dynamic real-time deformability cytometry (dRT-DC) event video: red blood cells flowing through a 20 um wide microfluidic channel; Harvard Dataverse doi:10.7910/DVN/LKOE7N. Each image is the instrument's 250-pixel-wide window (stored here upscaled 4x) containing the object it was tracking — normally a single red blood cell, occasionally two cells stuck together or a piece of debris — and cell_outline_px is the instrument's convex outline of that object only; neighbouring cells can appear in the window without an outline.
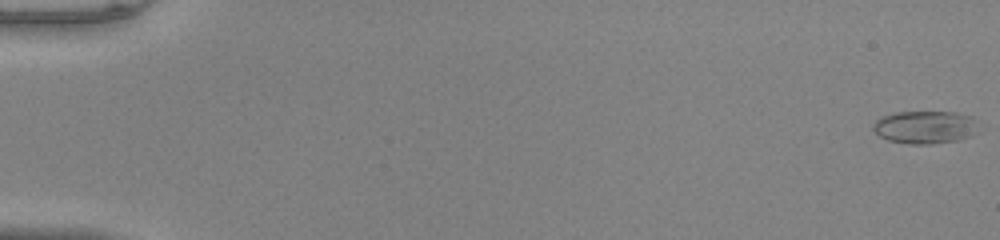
{"species": "common noctule bat (a hibernating species)", "species_latin": "Nyctalus noctula", "temperature_condition": "warm", "stored_images_in_passage": 52, "camera_frame_rate_fps": 3000, "um_per_image_px": 0.085, "animal": {"sex": "male", "body_mass_g": 20.0, "forearm_length_mm": 53.3}, "frame": {"image": 1, "passage_image": 1, "time_ms": 0.0, "image_size_px": [1000, 240], "cell_outline_px": [[972, 136], [960, 140], [932, 144], [908, 144], [888, 140], [880, 136], [872, 128], [872, 124], [880, 116], [896, 112], [956, 112], [972, 116]], "centroid_in_image_um": [78.53, 10.81], "position_along_channel_um": 6.5, "area_um2": 19.94}}
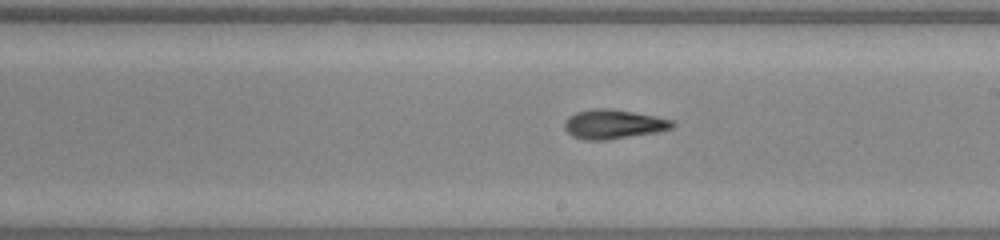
{"frame": {"image": 2, "passage_image": 31, "time_ms": 10.0, "image_size_px": [1000, 240], "cell_outline_px": [[676, 124], [672, 128], [656, 132], [608, 140], [584, 140], [572, 136], [564, 128], [564, 120], [568, 116], [576, 112], [596, 108], [608, 108], [632, 112], [672, 120]], "centroid_in_image_um": [52.09, 10.56], "position_along_channel_um": 236.9, "area_um2": 18.32}}
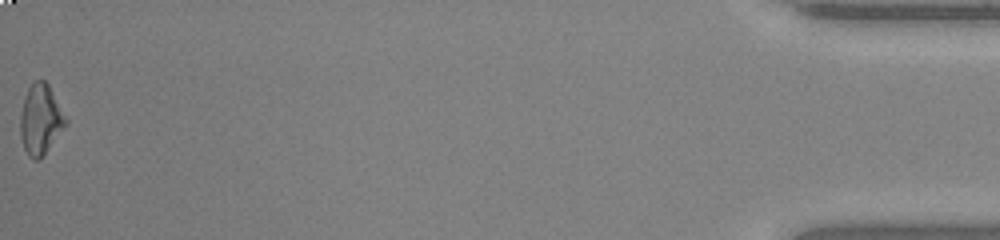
{"frame": {"image": 3, "passage_image": 52, "time_ms": 17.0, "image_size_px": [1000, 240], "cell_outline_px": [[68, 124], [40, 160], [32, 160], [28, 156], [24, 148], [20, 136], [20, 116], [24, 96], [32, 80], [44, 80], [48, 84], [68, 120]], "centroid_in_image_um": [3.45, 10.17], "position_along_channel_um": 431.8, "area_um2": 18.84}, "authors_computed_cell_mechanics": {"area_um2": 18.5827, "velocity_mm_per_s": 4.1112, "shape_relaxation_time_tau1_ms": 6.3713, "shape_relaxation_time_tau2_ms": 2.1323, "deformation_change_tau1": 0.2173, "deformation_change_tau2": 0.0952}}